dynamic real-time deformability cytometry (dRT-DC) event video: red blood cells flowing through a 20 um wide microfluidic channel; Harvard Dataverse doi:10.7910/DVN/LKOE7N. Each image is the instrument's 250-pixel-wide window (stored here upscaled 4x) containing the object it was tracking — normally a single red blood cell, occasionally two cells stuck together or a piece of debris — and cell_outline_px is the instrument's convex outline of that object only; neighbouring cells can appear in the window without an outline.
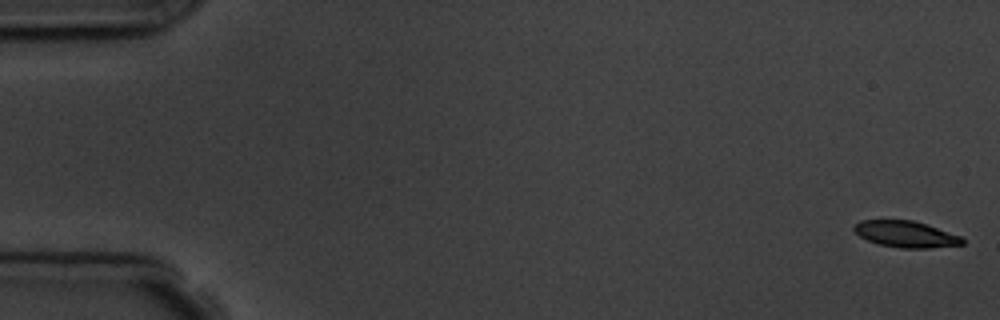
{"species": "common noctule bat (a hibernating species)", "species_latin": "Nyctalus noctula", "temperature_condition": "room temperature", "stored_images_in_passage": 6, "camera_frame_rate_fps": 3000, "um_per_image_px": 0.085, "animal": {"sex": "male", "body_mass_g": 19.5, "forearm_length_mm": 54.6}, "frame": {"image": 1, "passage_image": 1, "time_ms": 0.0, "image_size_px": [1000, 320], "cell_outline_px": [[964, 244], [928, 248], [900, 248], [880, 244], [868, 240], [860, 236], [852, 228], [860, 220], [912, 220], [960, 236], [964, 240]], "centroid_in_image_um": [76.97, 19.9], "position_along_channel_um": 8.0, "area_um2": 16.3}}
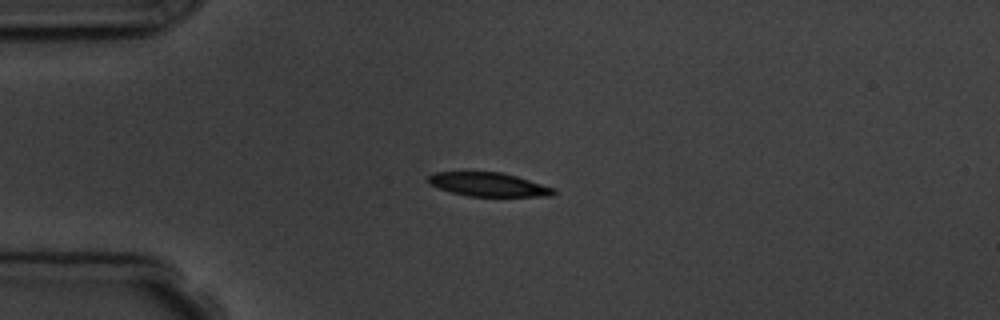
{"frame": {"image": 2, "passage_image": 5, "time_ms": 4.333, "image_size_px": [1000, 320], "cell_outline_px": [[556, 192], [552, 196], [468, 196], [452, 192], [428, 184], [428, 176], [436, 172], [500, 172], [516, 176], [556, 188]], "centroid_in_image_um": [41.54, 15.68], "position_along_channel_um": 43.5, "area_um2": 17.28}}